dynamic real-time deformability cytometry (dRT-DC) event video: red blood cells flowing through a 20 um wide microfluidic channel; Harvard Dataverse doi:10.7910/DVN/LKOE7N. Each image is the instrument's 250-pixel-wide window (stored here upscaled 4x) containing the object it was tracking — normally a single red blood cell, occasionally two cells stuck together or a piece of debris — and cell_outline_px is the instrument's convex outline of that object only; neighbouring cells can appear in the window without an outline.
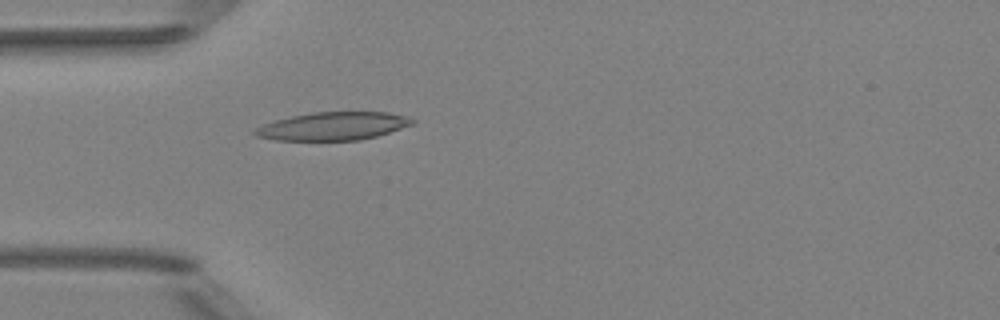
{"species": "Egyptian fruit bat (a non-hibernating species)", "species_latin": "Rousettus aegyptiacus", "temperature_condition": "room temperature", "stored_images_in_passage": 51, "camera_frame_rate_fps": 3000, "um_per_image_px": 0.085, "animal": {"sex": "female"}, "frame": {"image": 1, "passage_image": 15, "time_ms": 4.667, "image_size_px": [1000, 320], "cell_outline_px": [[416, 124], [376, 136], [360, 140], [276, 140], [256, 136], [252, 132], [252, 128], [276, 120], [292, 116], [312, 112], [388, 112], [408, 116], [416, 120]], "centroid_in_image_um": [28.33, 10.72], "position_along_channel_um": 56.7, "area_um2": 25.89}}
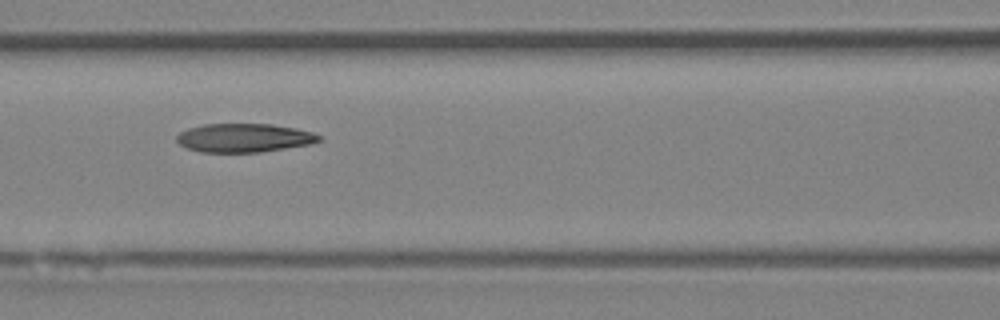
{"frame": {"image": 2, "passage_image": 22, "time_ms": 7.0, "image_size_px": [1000, 320], "cell_outline_px": [[320, 140], [308, 144], [260, 152], [200, 152], [188, 148], [180, 144], [176, 140], [176, 136], [180, 132], [188, 128], [204, 124], [272, 124], [296, 128], [312, 132], [320, 136]], "centroid_in_image_um": [20.71, 11.71], "position_along_channel_um": 145.9, "area_um2": 23.58}}
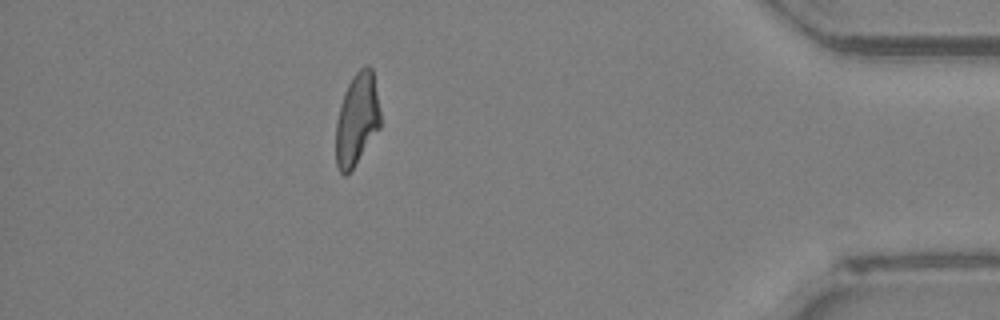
{"frame": {"image": 3, "passage_image": 45, "time_ms": 14.667, "image_size_px": [1000, 320], "cell_outline_px": [[380, 128], [352, 168], [344, 176], [340, 172], [336, 164], [336, 120], [340, 104], [344, 92], [352, 76], [360, 68], [368, 64], [372, 68], [380, 112]], "centroid_in_image_um": [30.32, 10.12], "position_along_channel_um": 404.9, "area_um2": 23.76}, "authors_computed_cell_mechanics": {"area_um2": 24.5072, "velocity_mm_per_s": 4.018, "shape_relaxation_time_tau1_ms": null, "shape_relaxation_time_tau2_ms": 5.7308, "deformation_change_tau1": null, "deformation_change_tau2": 0.165}}